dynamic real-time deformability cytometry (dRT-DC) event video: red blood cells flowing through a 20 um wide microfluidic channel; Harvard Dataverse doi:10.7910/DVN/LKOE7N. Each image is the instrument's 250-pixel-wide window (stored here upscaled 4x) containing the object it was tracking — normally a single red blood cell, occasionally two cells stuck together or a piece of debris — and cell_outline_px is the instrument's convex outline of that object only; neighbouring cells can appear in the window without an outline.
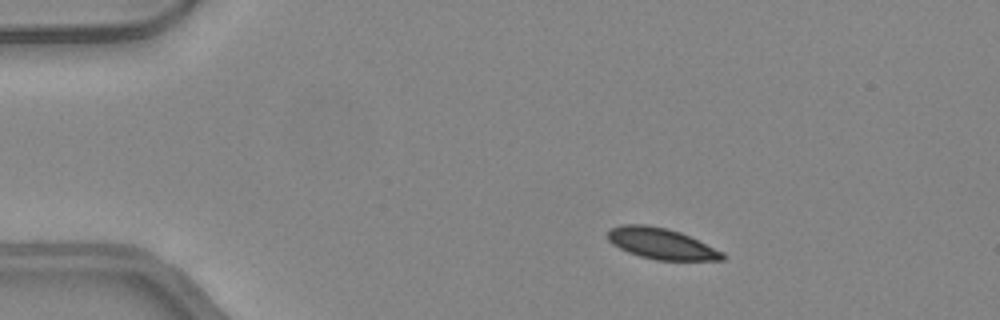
{"species": "common noctule bat (a hibernating species)", "species_latin": "Nyctalus noctula", "temperature_condition": "warm", "stored_images_in_passage": 10, "camera_frame_rate_fps": 3000, "um_per_image_px": 0.085, "animal": {"sex": "female", "body_mass_g": 24.6, "forearm_length_mm": 56.2}, "frame": {"image": 1, "passage_image": 4, "time_ms": 1.0, "image_size_px": [1000, 320], "cell_outline_px": [[724, 260], [656, 260], [640, 256], [628, 252], [612, 244], [608, 240], [608, 232], [612, 228], [620, 224], [648, 224], [668, 228], [680, 232], [724, 252]], "centroid_in_image_um": [56.2, 20.7], "position_along_channel_um": 28.8, "area_um2": 20.69}}